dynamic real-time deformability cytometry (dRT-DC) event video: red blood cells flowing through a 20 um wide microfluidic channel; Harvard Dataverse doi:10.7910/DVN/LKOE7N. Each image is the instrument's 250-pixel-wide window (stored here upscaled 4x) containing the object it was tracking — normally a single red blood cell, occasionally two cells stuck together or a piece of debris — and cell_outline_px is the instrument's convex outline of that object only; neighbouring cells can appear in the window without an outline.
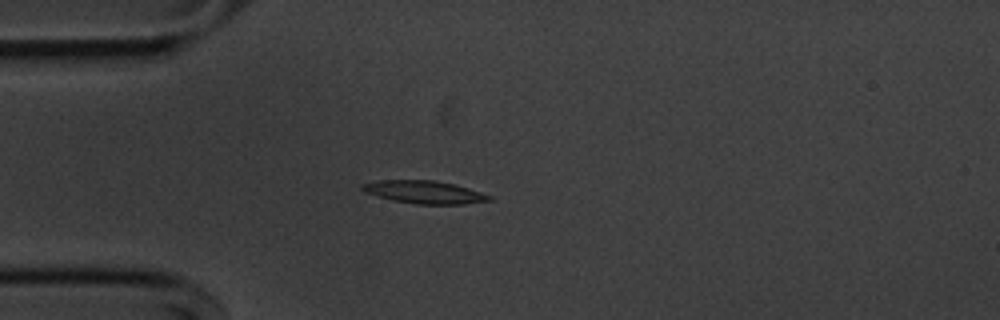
{"species": "common noctule bat (a hibernating species)", "species_latin": "Nyctalus noctula", "temperature_condition": "cold", "stored_images_in_passage": 41, "camera_frame_rate_fps": 3000, "um_per_image_px": 0.085, "animal": {"sex": "male", "body_mass_g": 20.1, "forearm_length_mm": 53.5}, "frame": {"image": 1, "passage_image": 1, "time_ms": 0.0, "image_size_px": [1000, 320], "cell_outline_px": [[492, 200], [464, 204], [416, 204], [392, 200], [364, 192], [360, 188], [360, 184], [380, 180], [436, 180], [468, 188], [492, 196]], "centroid_in_image_um": [36.04, 16.33], "position_along_channel_um": 49.0, "area_um2": 16.82}}
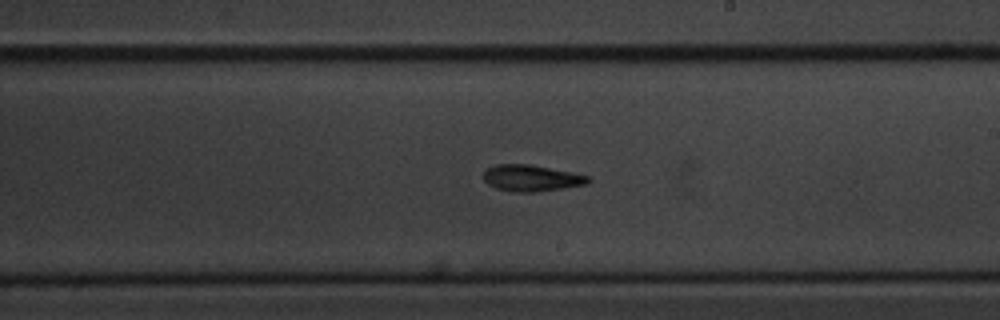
{"frame": {"image": 2, "passage_image": 18, "time_ms": 5.667, "image_size_px": [1000, 320], "cell_outline_px": [[592, 180], [588, 184], [564, 188], [536, 192], [516, 192], [496, 188], [488, 184], [484, 180], [484, 172], [488, 168], [496, 164], [528, 164], [572, 172], [588, 176]], "centroid_in_image_um": [45.19, 15.14], "position_along_channel_um": 243.8, "area_um2": 16.07}}
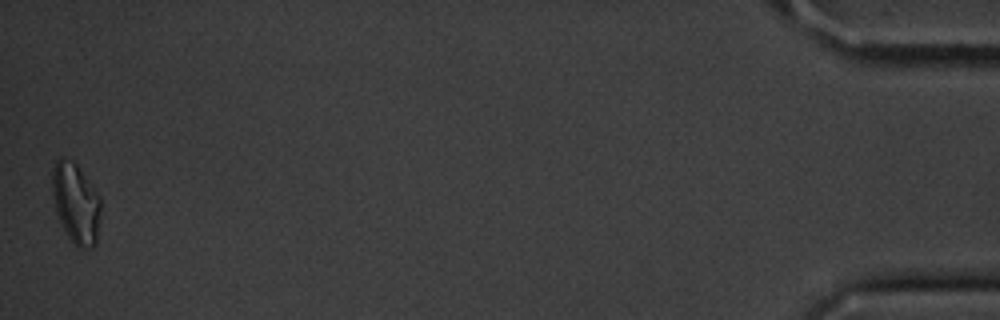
{"frame": {"image": 3, "passage_image": 41, "time_ms": 13.333, "image_size_px": [1000, 320], "cell_outline_px": [[100, 212], [96, 244], [92, 248], [76, 248], [68, 236], [56, 212], [52, 196], [52, 172], [56, 160], [60, 156], [64, 156], [72, 160], [80, 168], [100, 196]], "centroid_in_image_um": [6.44, 17.25], "position_along_channel_um": 428.8, "area_um2": 22.89}, "authors_computed_cell_mechanics": {"area_um2": 16.4152, "velocity_mm_per_s": 3.6231, "shape_relaxation_time_tau1_ms": 3.1562, "shape_relaxation_time_tau2_ms": null, "deformation_change_tau1": 0.1559, "deformation_change_tau2": null}}